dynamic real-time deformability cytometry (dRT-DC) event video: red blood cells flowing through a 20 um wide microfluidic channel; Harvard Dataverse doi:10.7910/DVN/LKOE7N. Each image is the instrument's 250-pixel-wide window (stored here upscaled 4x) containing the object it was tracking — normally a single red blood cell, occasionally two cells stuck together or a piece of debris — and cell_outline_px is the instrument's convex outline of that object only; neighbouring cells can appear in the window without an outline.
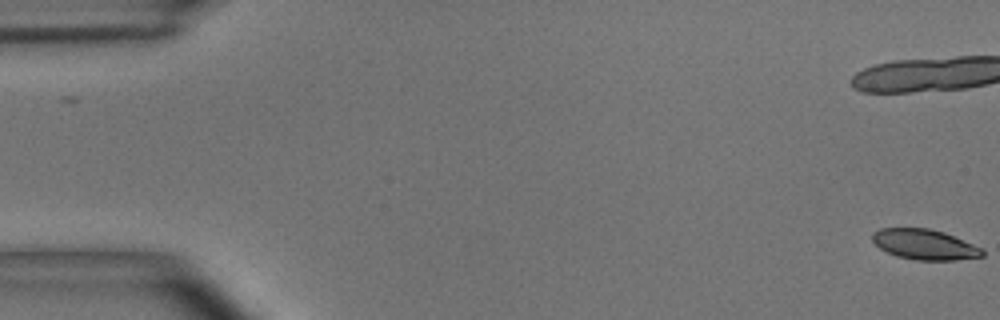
{"species": "common noctule bat (a hibernating species)", "species_latin": "Nyctalus noctula", "temperature_condition": "room temperature", "stored_images_in_passage": 2, "camera_frame_rate_fps": 3000, "um_per_image_px": 0.085, "animal": {"sex": "male", "body_mass_g": 15.6}, "frame": {"image": 1, "passage_image": 2, "time_ms": 0.333, "image_size_px": [1000, 320], "cell_outline_px": [[984, 256], [956, 260], [916, 260], [896, 256], [880, 248], [872, 240], [872, 232], [880, 228], [928, 228], [944, 232], [972, 244], [980, 248], [984, 252]], "centroid_in_image_um": [78.56, 20.78], "position_along_channel_um": 6.4, "area_um2": 19.31}}